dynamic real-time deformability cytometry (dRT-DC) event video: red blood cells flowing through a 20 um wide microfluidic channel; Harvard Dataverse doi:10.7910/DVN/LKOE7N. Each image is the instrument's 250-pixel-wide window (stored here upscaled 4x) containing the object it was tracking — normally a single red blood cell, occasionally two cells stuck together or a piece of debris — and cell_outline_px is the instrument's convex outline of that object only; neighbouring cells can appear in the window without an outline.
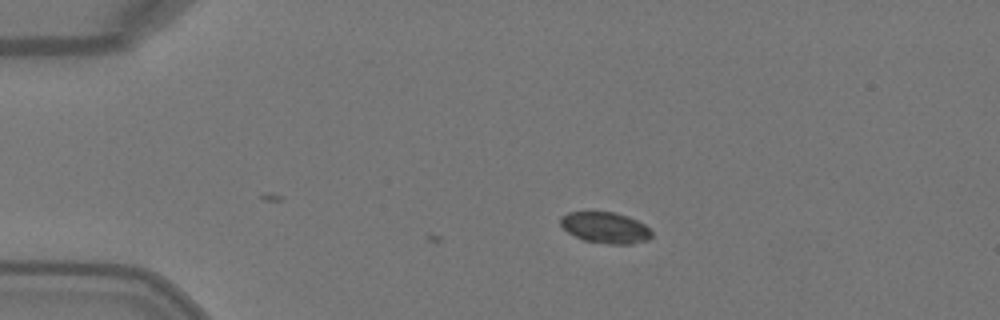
{"species": "Egyptian fruit bat (a non-hibernating species)", "species_latin": "Rousettus aegyptiacus", "temperature_condition": "warm", "stored_images_in_passage": 3, "camera_frame_rate_fps": 3000, "um_per_image_px": 0.085, "animal": {"sex": "female"}, "frame": {"image": 1, "passage_image": 3, "time_ms": 0.667, "image_size_px": [1000, 320], "cell_outline_px": [[652, 236], [648, 240], [632, 244], [608, 244], [584, 240], [568, 232], [560, 224], [560, 216], [568, 212], [616, 212], [628, 216], [644, 224], [652, 232]], "centroid_in_image_um": [51.46, 19.35], "position_along_channel_um": 33.5, "area_um2": 16.53}}